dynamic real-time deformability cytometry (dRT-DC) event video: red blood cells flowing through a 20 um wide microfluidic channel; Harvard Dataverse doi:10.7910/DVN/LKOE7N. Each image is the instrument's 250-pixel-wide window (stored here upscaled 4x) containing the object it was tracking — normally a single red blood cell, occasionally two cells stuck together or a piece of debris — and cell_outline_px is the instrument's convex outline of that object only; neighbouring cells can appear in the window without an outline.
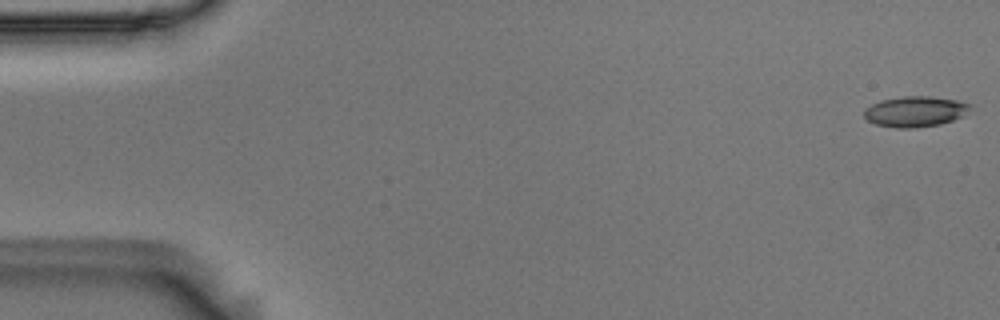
{"species": "Egyptian fruit bat (a non-hibernating species)", "species_latin": "Rousettus aegyptiacus", "temperature_condition": "room temperature", "stored_images_in_passage": 5, "camera_frame_rate_fps": 3000, "um_per_image_px": 0.085, "animal": {"sex": "male"}, "frame": {"image": 1, "passage_image": 1, "time_ms": 0.0, "image_size_px": [1000, 320], "cell_outline_px": [[972, 104], [964, 116], [940, 124], [916, 128], [896, 128], [876, 124], [868, 120], [864, 116], [864, 108], [880, 100], [904, 96], [932, 96], [956, 100]], "centroid_in_image_um": [77.79, 9.47], "position_along_channel_um": 7.2, "area_um2": 18.96}}
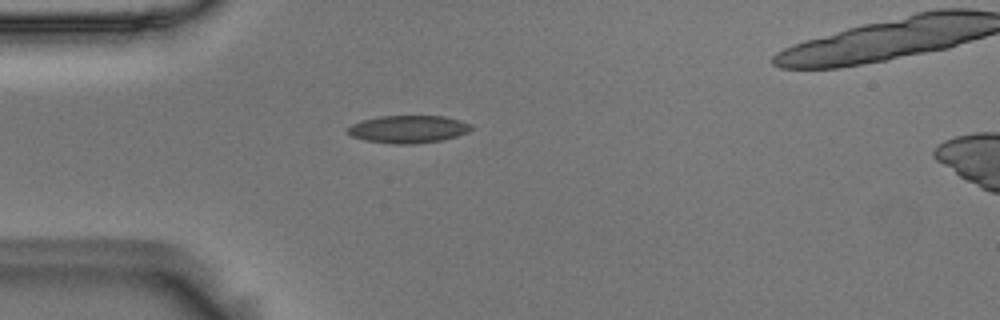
{"frame": {"image": 2, "passage_image": 4, "time_ms": 1.0, "image_size_px": [1000, 320], "cell_outline_px": [[472, 128], [468, 132], [456, 136], [440, 140], [412, 144], [392, 144], [364, 140], [352, 136], [348, 132], [348, 128], [352, 124], [364, 120], [380, 116], [444, 116], [460, 120], [472, 124]], "centroid_in_image_um": [34.72, 10.98], "position_along_channel_um": 50.3, "area_um2": 19.71}}